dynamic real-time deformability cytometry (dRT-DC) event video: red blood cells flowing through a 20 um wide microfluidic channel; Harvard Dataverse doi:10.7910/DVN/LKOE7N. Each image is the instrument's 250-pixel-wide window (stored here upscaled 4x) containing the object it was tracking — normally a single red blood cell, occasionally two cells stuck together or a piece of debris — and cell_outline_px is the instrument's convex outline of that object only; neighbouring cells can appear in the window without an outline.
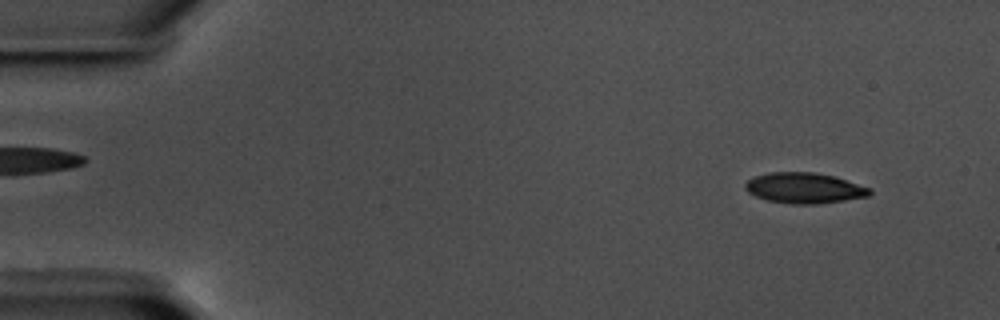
{"species": "common noctule bat (a hibernating species)", "species_latin": "Nyctalus noctula", "temperature_condition": "warm", "stored_images_in_passage": 58, "camera_frame_rate_fps": 3000, "um_per_image_px": 0.085, "animal": {"sex": "male", "body_mass_g": 17.5, "forearm_length_mm": 52.3}, "frame": {"image": 1, "passage_image": 6, "time_ms": 1.667, "image_size_px": [1000, 320], "cell_outline_px": [[872, 192], [868, 196], [844, 200], [816, 204], [792, 204], [768, 200], [756, 196], [748, 192], [744, 188], [744, 184], [748, 180], [756, 176], [772, 172], [816, 172], [836, 176], [872, 188]], "centroid_in_image_um": [68.4, 15.97], "position_along_channel_um": 16.6, "area_um2": 22.25}}
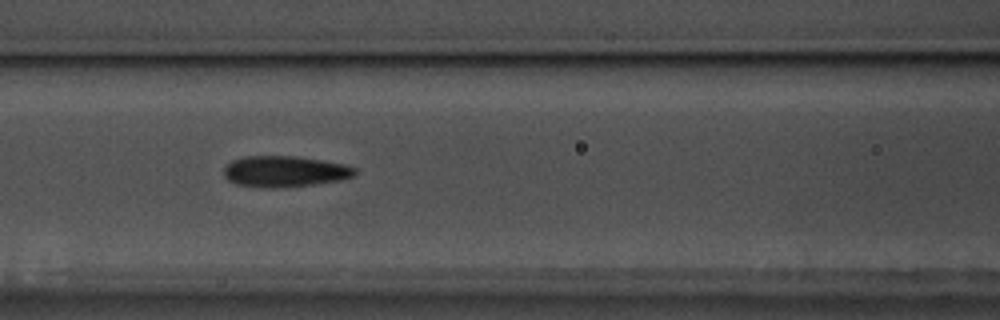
{"frame": {"image": 2, "passage_image": 26, "time_ms": 8.333, "image_size_px": [1000, 320], "cell_outline_px": [[356, 176], [340, 180], [312, 184], [272, 188], [260, 188], [236, 184], [228, 180], [224, 176], [224, 168], [232, 160], [244, 156], [296, 156], [344, 164], [356, 168]], "centroid_in_image_um": [24.18, 14.57], "position_along_channel_um": 142.4, "area_um2": 23.7}}
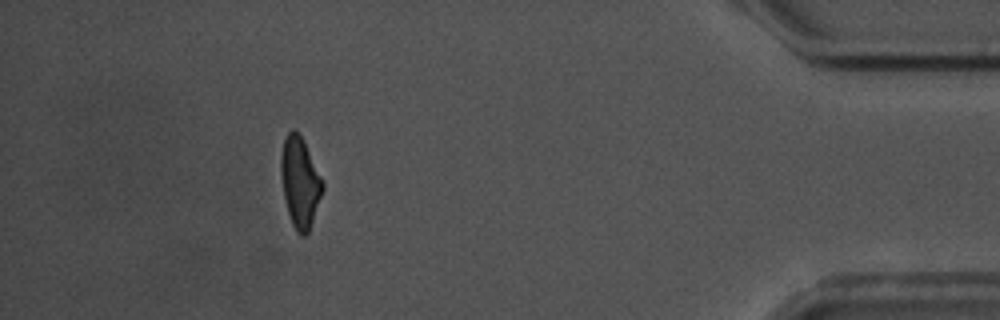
{"frame": {"image": 3, "passage_image": 53, "time_ms": 17.333, "image_size_px": [1000, 320], "cell_outline_px": [[324, 188], [308, 232], [304, 236], [300, 236], [296, 232], [292, 224], [288, 212], [284, 196], [280, 172], [280, 156], [284, 140], [288, 132], [292, 128], [300, 132], [324, 180]], "centroid_in_image_um": [25.5, 15.44], "position_along_channel_um": 409.7, "area_um2": 22.2}, "authors_computed_cell_mechanics": {"area_um2": 22.3975, "velocity_mm_per_s": 3.5665, "shape_relaxation_time_tau1_ms": 5.0477, "shape_relaxation_time_tau2_ms": 2.9758, "deformation_change_tau1": 0.1387, "deformation_change_tau2": 0.0998}}